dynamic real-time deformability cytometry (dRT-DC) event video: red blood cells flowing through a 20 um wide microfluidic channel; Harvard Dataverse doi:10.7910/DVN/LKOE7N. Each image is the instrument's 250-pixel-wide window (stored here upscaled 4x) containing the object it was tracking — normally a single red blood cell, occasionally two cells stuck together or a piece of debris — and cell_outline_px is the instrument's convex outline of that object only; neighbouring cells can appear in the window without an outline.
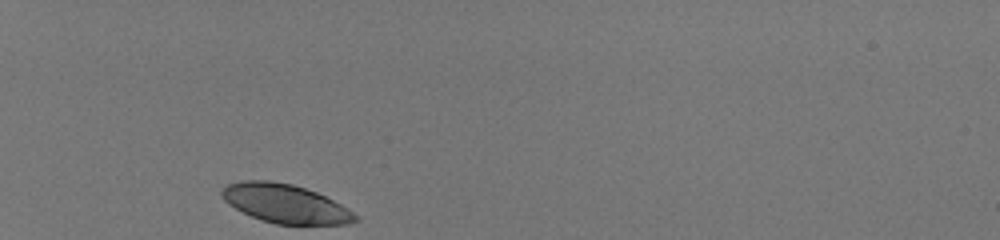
{"species": "human", "species_latin": "Homo sapiens", "temperature_condition": "room temperature", "stored_images_in_passage": 30, "camera_frame_rate_fps": 3000, "um_per_image_px": 0.085, "donor": {"sex": "male"}, "frame": {"image": 1, "passage_image": 1, "time_ms": 0.0, "image_size_px": [1000, 240], "cell_outline_px": [[360, 220], [348, 224], [276, 224], [252, 216], [228, 204], [224, 200], [220, 192], [228, 184], [240, 180], [268, 180], [292, 184], [316, 192], [340, 204], [352, 212]], "centroid_in_image_um": [24.23, 17.3], "position_along_channel_um": 60.8, "area_um2": 29.77}}
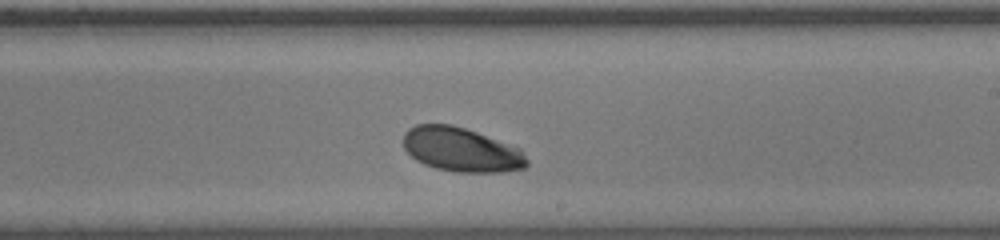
{"frame": {"image": 2, "passage_image": 18, "time_ms": 5.667, "image_size_px": [1000, 240], "cell_outline_px": [[528, 164], [524, 168], [504, 172], [456, 172], [436, 168], [424, 164], [416, 160], [404, 148], [404, 132], [408, 128], [416, 124], [452, 124], [476, 132], [520, 148], [528, 160]], "centroid_in_image_um": [39.21, 12.72], "position_along_channel_um": 249.8, "area_um2": 31.79}}
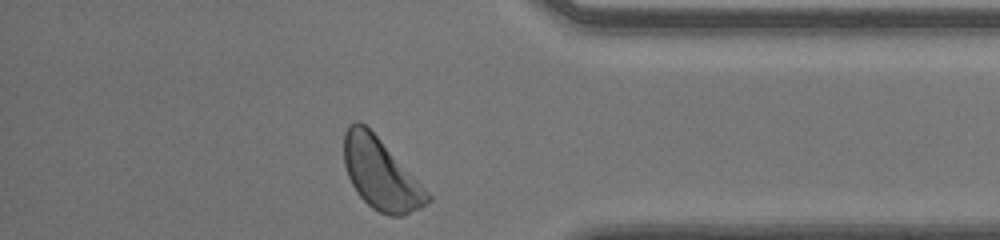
{"frame": {"image": 3, "passage_image": 30, "time_ms": 9.667, "image_size_px": [1000, 240], "cell_outline_px": [[432, 200], [420, 208], [404, 216], [388, 216], [372, 208], [356, 192], [348, 176], [344, 164], [344, 132], [348, 124], [356, 120], [360, 120], [380, 140], [432, 196]], "centroid_in_image_um": [32.34, 14.8], "position_along_channel_um": 402.9, "area_um2": 34.22}, "authors_computed_cell_mechanics": {"area_um2": 31.79, "velocity_mm_per_s": 4.0085, "shape_relaxation_time_tau1_ms": 2.0574, "shape_relaxation_time_tau2_ms": null, "deformation_change_tau1": 0.1117, "deformation_change_tau2": null}}